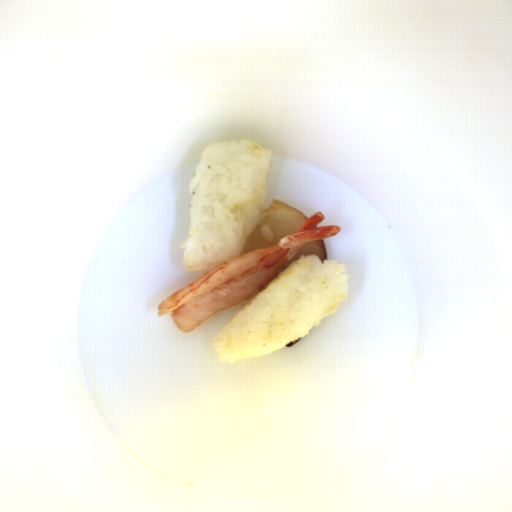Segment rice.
<instances>
[{"label":"rice","mask_w":512,"mask_h":512,"mask_svg":"<svg viewBox=\"0 0 512 512\" xmlns=\"http://www.w3.org/2000/svg\"><path fill=\"white\" fill-rule=\"evenodd\" d=\"M270 151L249 139L209 144L190 180L188 237L180 245L188 271H211L241 256L267 195Z\"/></svg>","instance_id":"652b925c"},{"label":"rice","mask_w":512,"mask_h":512,"mask_svg":"<svg viewBox=\"0 0 512 512\" xmlns=\"http://www.w3.org/2000/svg\"><path fill=\"white\" fill-rule=\"evenodd\" d=\"M347 265L307 254L272 279L214 336L220 362L270 355L303 339L345 302Z\"/></svg>","instance_id":"023b6e5f"},{"label":"rice","mask_w":512,"mask_h":512,"mask_svg":"<svg viewBox=\"0 0 512 512\" xmlns=\"http://www.w3.org/2000/svg\"><path fill=\"white\" fill-rule=\"evenodd\" d=\"M260 233L263 240L271 242L274 241L275 239L274 232L272 231L268 224L261 226Z\"/></svg>","instance_id":"8eca5e8b"}]
</instances>
